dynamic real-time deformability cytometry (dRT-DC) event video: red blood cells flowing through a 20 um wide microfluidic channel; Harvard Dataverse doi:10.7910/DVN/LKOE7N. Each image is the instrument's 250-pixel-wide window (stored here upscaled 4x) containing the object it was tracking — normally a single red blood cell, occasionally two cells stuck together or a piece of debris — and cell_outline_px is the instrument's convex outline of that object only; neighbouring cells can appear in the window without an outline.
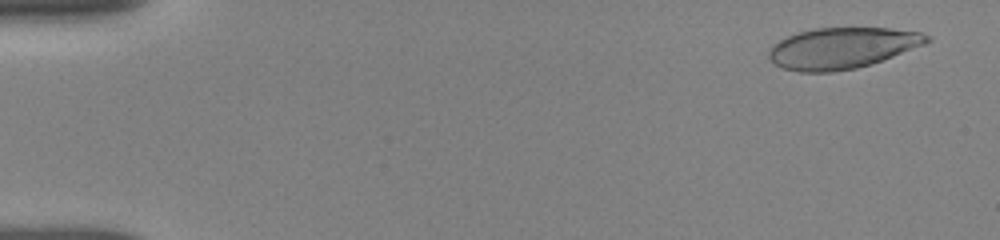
{"species": "human", "species_latin": "Homo sapiens", "temperature_condition": "room temperature", "stored_images_in_passage": 8, "camera_frame_rate_fps": 3000, "um_per_image_px": 0.085, "donor": {"sex": "female"}, "frame": {"image": 1, "passage_image": 1, "time_ms": 0.0, "image_size_px": [1000, 240], "cell_outline_px": [[932, 40], [924, 44], [872, 64], [856, 68], [832, 72], [800, 72], [784, 68], [776, 64], [768, 56], [768, 52], [772, 44], [788, 36], [812, 28], [888, 28], [920, 32], [928, 36]], "centroid_in_image_um": [71.56, 4.08], "position_along_channel_um": 13.4, "area_um2": 37.57}}